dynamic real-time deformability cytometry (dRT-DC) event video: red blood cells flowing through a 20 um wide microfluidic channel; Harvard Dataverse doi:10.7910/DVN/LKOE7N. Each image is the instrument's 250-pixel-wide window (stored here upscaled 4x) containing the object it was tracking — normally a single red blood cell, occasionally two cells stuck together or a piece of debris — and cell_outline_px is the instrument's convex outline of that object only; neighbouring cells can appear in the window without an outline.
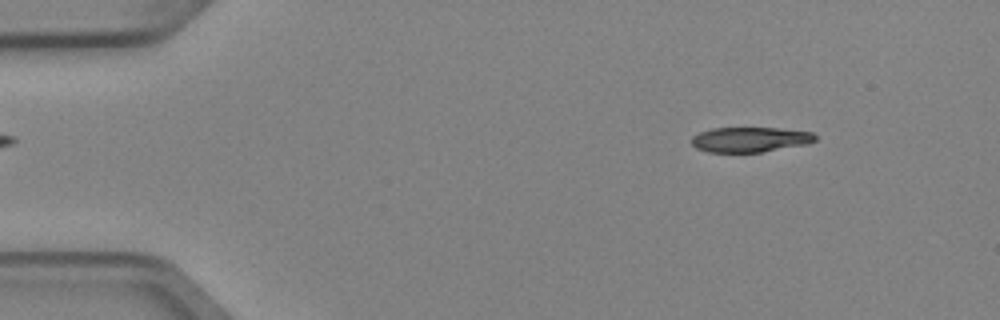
{"species": "Egyptian fruit bat (a non-hibernating species)", "species_latin": "Rousettus aegyptiacus", "temperature_condition": "cold", "stored_images_in_passage": 4, "camera_frame_rate_fps": 3000, "um_per_image_px": 0.085, "animal": {"sex": "female"}, "frame": {"image": 1, "passage_image": 1, "time_ms": 0.0, "image_size_px": [1000, 320], "cell_outline_px": [[816, 140], [808, 144], [760, 152], [708, 152], [696, 148], [692, 144], [692, 136], [700, 132], [712, 128], [780, 128], [812, 132], [816, 136]], "centroid_in_image_um": [63.76, 11.86], "position_along_channel_um": 21.2, "area_um2": 18.03}}
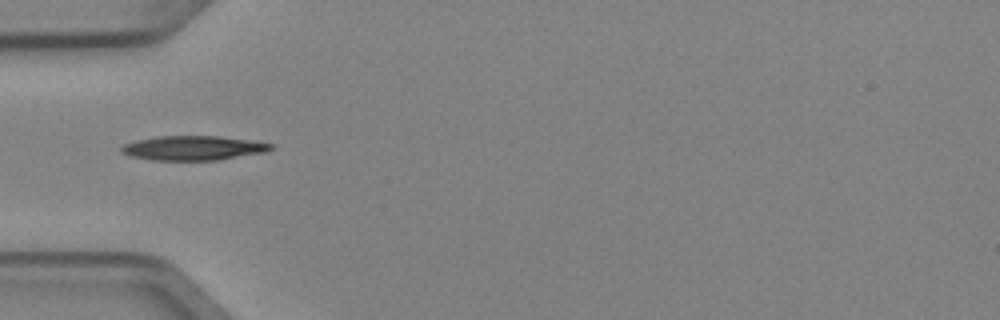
{"frame": {"image": 2, "passage_image": 3, "time_ms": 0.667, "image_size_px": [1000, 320], "cell_outline_px": [[276, 144], [268, 152], [216, 160], [152, 160], [132, 156], [120, 152], [120, 148], [124, 144], [136, 140], [156, 136], [220, 136], [252, 140]], "centroid_in_image_um": [16.46, 12.57], "position_along_channel_um": 68.5, "area_um2": 21.44}}
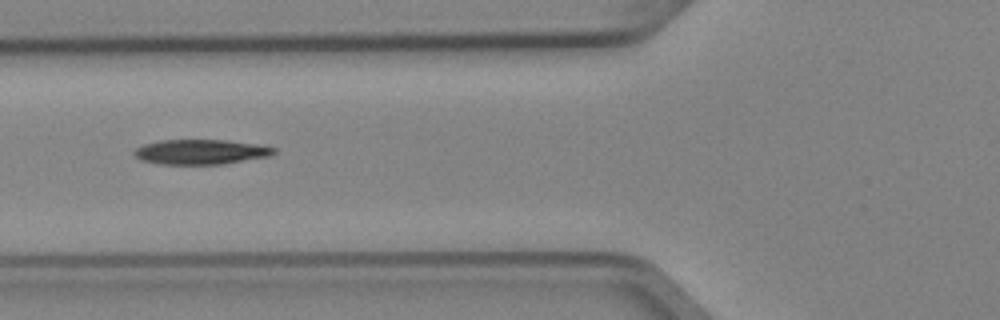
{"frame": {"image": 3, "passage_image": 4, "time_ms": 1.0, "image_size_px": [1000, 320], "cell_outline_px": [[276, 152], [268, 156], [224, 164], [156, 164], [140, 160], [132, 152], [136, 148], [144, 144], [160, 140], [224, 140], [252, 144], [276, 148]], "centroid_in_image_um": [17.0, 12.92], "position_along_channel_um": 108.8, "area_um2": 20.11}}